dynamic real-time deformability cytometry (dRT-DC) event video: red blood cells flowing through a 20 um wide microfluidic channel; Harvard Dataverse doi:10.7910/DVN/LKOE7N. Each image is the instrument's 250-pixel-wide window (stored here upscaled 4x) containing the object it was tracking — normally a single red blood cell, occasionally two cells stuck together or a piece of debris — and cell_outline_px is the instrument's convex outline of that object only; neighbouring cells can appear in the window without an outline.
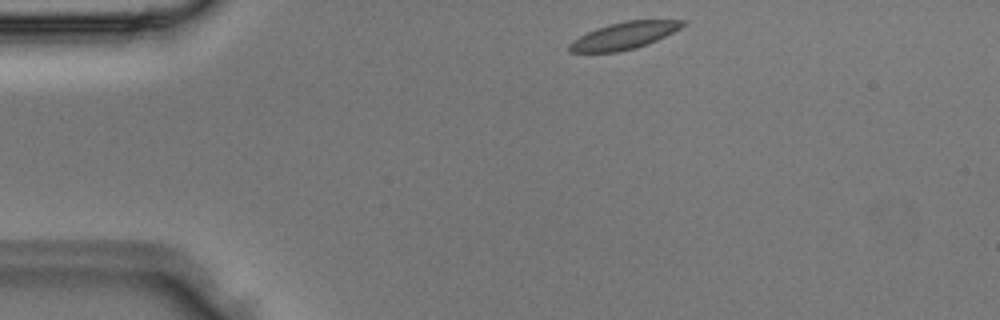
{"species": "Egyptian fruit bat (a non-hibernating species)", "species_latin": "Rousettus aegyptiacus", "temperature_condition": "room temperature", "stored_images_in_passage": 2, "camera_frame_rate_fps": 3000, "um_per_image_px": 0.085, "animal": {"sex": "male"}, "frame": {"image": 1, "passage_image": 1, "time_ms": 0.0, "image_size_px": [1000, 320], "cell_outline_px": [[684, 24], [680, 28], [648, 44], [636, 48], [616, 52], [568, 52], [568, 44], [572, 40], [596, 28], [608, 24], [624, 20], [684, 20]], "centroid_in_image_um": [53.0, 3.03], "position_along_channel_um": 32.0, "area_um2": 17.74}}